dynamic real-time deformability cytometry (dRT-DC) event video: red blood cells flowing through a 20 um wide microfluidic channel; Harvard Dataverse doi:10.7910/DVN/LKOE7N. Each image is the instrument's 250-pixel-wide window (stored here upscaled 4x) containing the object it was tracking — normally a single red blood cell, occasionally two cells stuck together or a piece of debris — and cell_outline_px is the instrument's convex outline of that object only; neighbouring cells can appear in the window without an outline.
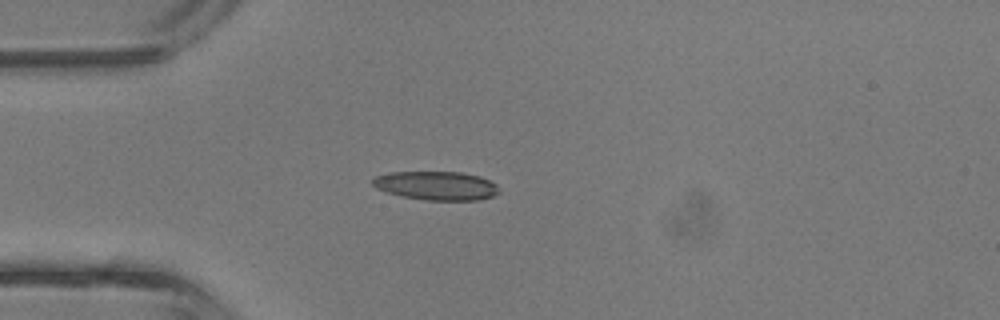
{"species": "common noctule bat (a hibernating species)", "species_latin": "Nyctalus noctula", "temperature_condition": "room temperature", "stored_images_in_passage": 26, "camera_frame_rate_fps": 3000, "um_per_image_px": 0.085, "animal": {"sex": "male", "body_mass_g": 13.3}, "frame": {"image": 1, "passage_image": 1, "time_ms": 0.0, "image_size_px": [1000, 320], "cell_outline_px": [[500, 192], [492, 196], [476, 200], [428, 200], [400, 196], [376, 188], [372, 184], [372, 180], [376, 176], [392, 172], [460, 172], [480, 176], [496, 184]], "centroid_in_image_um": [37.09, 15.78], "position_along_channel_um": 47.9, "area_um2": 21.04}}
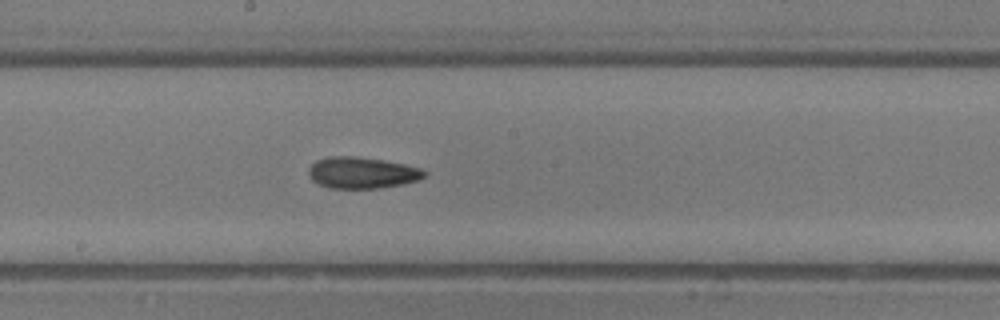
{"frame": {"image": 2, "passage_image": 12, "time_ms": 3.667, "image_size_px": [1000, 320], "cell_outline_px": [[428, 172], [420, 180], [404, 184], [380, 188], [328, 188], [312, 180], [308, 176], [308, 168], [316, 160], [328, 156], [352, 156], [380, 160], [404, 164], [420, 168]], "centroid_in_image_um": [30.76, 14.69], "position_along_channel_um": 217.4, "area_um2": 21.21}}
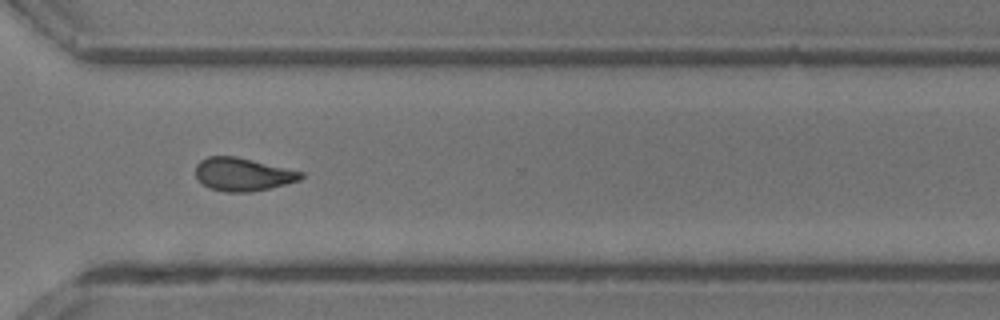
{"frame": {"image": 3, "passage_image": 20, "time_ms": 6.333, "image_size_px": [1000, 320], "cell_outline_px": [[304, 176], [300, 180], [252, 192], [224, 192], [208, 188], [196, 176], [196, 164], [200, 160], [208, 156], [236, 156], [304, 172]], "centroid_in_image_um": [20.62, 14.82], "position_along_channel_um": 350.0, "area_um2": 20.29}, "authors_computed_cell_mechanics": {"area_um2": 20.9236, "velocity_mm_per_s": 4.9897, "shape_relaxation_time_tau1_ms": 6.7785, "shape_relaxation_time_tau2_ms": 6.752, "deformation_change_tau1": 0.1785, "deformation_change_tau2": 0.1867}}